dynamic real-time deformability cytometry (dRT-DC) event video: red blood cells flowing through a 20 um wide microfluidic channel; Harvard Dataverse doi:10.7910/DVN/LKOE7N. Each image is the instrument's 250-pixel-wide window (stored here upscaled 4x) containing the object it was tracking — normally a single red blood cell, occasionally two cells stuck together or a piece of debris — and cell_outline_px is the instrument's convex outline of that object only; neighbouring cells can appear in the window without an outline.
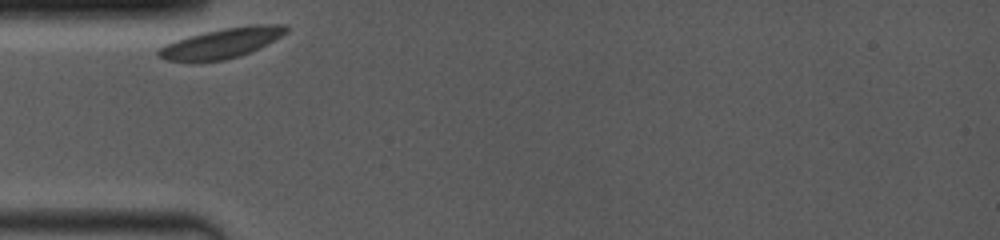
{"species": "common noctule bat (a hibernating species)", "species_latin": "Nyctalus noctula", "temperature_condition": "room temperature", "stored_images_in_passage": 10, "camera_frame_rate_fps": 4000, "um_per_image_px": 0.085, "animal": {"sex": "female", "body_mass_g": 19.0, "forearm_length_mm": 53.3}, "frame": {"image": 1, "passage_image": 1, "time_ms": 0.0, "image_size_px": [1000, 240], "cell_outline_px": [[288, 32], [240, 56], [224, 60], [168, 60], [160, 56], [156, 52], [164, 44], [188, 36], [204, 32], [224, 28], [248, 24], [288, 24]], "centroid_in_image_um": [18.87, 3.62], "position_along_channel_um": 66.1, "area_um2": 21.73}}
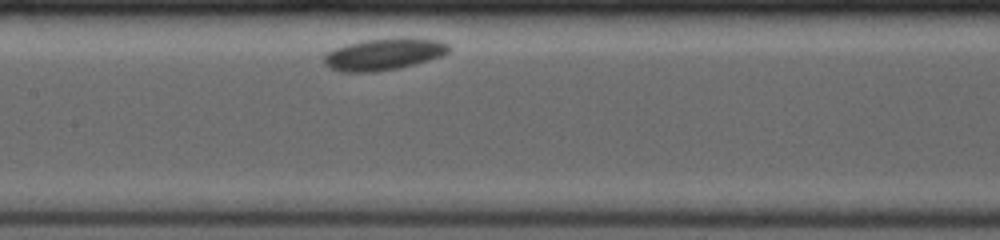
{"frame": {"image": 2, "passage_image": 5, "time_ms": 3.25, "image_size_px": [1000, 240], "cell_outline_px": [[452, 48], [448, 52], [440, 56], [428, 60], [396, 68], [368, 72], [344, 72], [328, 68], [324, 64], [324, 56], [328, 52], [344, 44], [364, 40], [440, 40], [448, 44]], "centroid_in_image_um": [32.55, 4.64], "position_along_channel_um": 174.8, "area_um2": 22.14}}
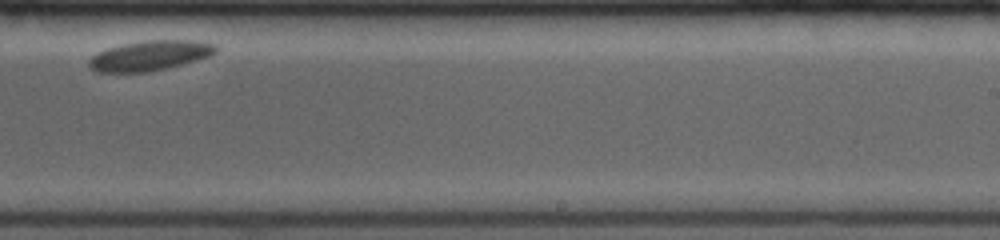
{"frame": {"image": 3, "passage_image": 9, "time_ms": 6.25, "image_size_px": [1000, 240], "cell_outline_px": [[216, 52], [208, 56], [196, 60], [148, 72], [100, 72], [92, 68], [88, 64], [88, 60], [92, 56], [108, 48], [124, 44], [144, 40], [192, 40], [216, 44]], "centroid_in_image_um": [12.74, 4.71], "position_along_channel_um": 276.3, "area_um2": 21.73}}